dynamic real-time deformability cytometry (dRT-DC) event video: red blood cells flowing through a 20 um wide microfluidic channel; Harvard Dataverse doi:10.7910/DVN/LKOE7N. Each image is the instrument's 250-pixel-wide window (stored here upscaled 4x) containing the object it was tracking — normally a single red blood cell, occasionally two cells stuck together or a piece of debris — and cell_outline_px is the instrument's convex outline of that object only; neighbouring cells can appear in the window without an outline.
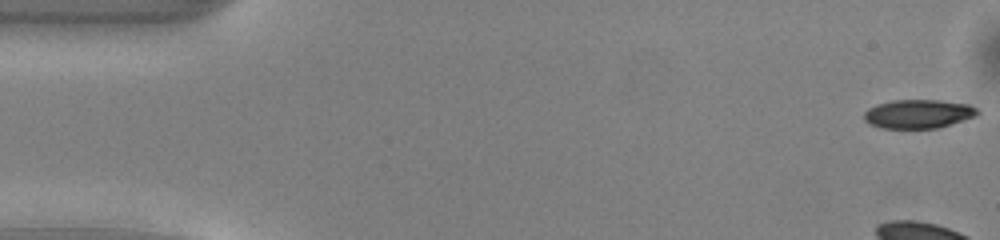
{"species": "common noctule bat (a hibernating species)", "species_latin": "Nyctalus noctula", "temperature_condition": "warm", "stored_images_in_passage": 50, "camera_frame_rate_fps": 3000, "um_per_image_px": 0.085, "animal": {"sex": "male", "body_mass_g": 13.0, "forearm_length_mm": 53.1}, "frame": {"image": 1, "passage_image": 1, "time_ms": 0.0, "image_size_px": [1000, 240], "cell_outline_px": [[980, 112], [976, 116], [936, 128], [880, 128], [868, 124], [864, 120], [864, 112], [868, 108], [876, 104], [892, 100], [940, 100], [968, 104], [976, 108]], "centroid_in_image_um": [78.01, 9.67], "position_along_channel_um": 7.0, "area_um2": 19.07}}